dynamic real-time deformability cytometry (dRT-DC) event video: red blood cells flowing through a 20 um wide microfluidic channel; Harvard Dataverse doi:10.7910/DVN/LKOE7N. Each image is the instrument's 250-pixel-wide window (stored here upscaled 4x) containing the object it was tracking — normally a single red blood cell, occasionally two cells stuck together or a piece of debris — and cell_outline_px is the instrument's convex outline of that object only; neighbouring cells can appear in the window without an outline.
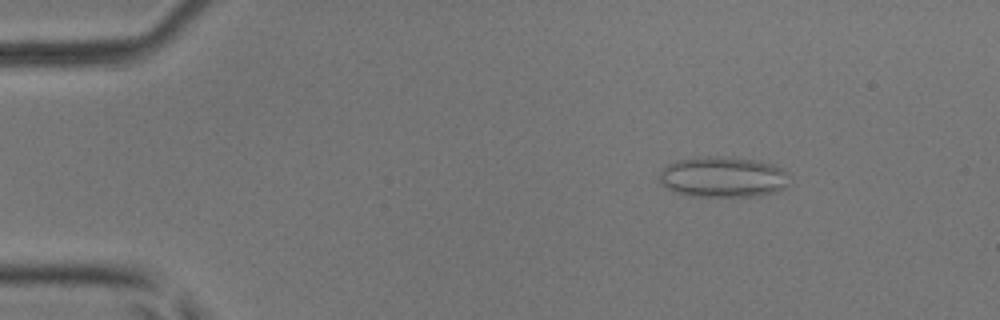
{"species": "common noctule bat (a hibernating species)", "species_latin": "Nyctalus noctula", "temperature_condition": "room temperature", "stored_images_in_passage": 4, "camera_frame_rate_fps": 3000, "um_per_image_px": 0.085, "animal": {"sex": "male", "body_mass_g": 17.9, "forearm_length_mm": 54.2}, "frame": {"image": 1, "passage_image": 2, "time_ms": 0.333, "image_size_px": [1000, 320], "cell_outline_px": [[788, 184], [784, 188], [772, 192], [752, 196], [692, 196], [672, 192], [660, 184], [660, 172], [668, 164], [676, 160], [696, 156], [720, 156], [756, 160], [772, 164], [788, 172]], "centroid_in_image_um": [61.4, 15.03], "position_along_channel_um": 23.6, "area_um2": 30.98}}